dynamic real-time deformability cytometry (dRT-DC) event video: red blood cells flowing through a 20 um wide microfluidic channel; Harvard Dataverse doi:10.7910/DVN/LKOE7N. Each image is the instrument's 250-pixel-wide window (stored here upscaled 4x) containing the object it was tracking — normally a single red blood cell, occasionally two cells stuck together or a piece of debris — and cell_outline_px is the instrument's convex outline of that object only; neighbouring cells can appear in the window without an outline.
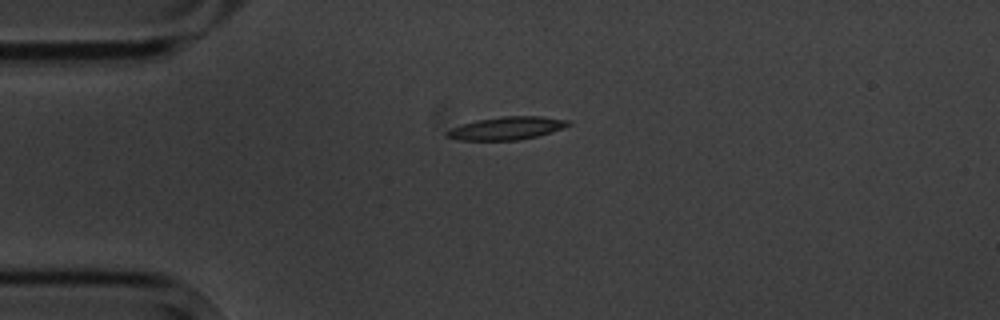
{"species": "common noctule bat (a hibernating species)", "species_latin": "Nyctalus noctula", "temperature_condition": "cold", "stored_images_in_passage": 6, "camera_frame_rate_fps": 3000, "um_per_image_px": 0.085, "animal": {"sex": "male", "body_mass_g": 20.1, "forearm_length_mm": 53.5}, "frame": {"image": 1, "passage_image": 6, "time_ms": 6.0, "image_size_px": [1000, 320], "cell_outline_px": [[572, 124], [536, 136], [516, 140], [456, 140], [444, 136], [444, 132], [452, 128], [476, 120], [504, 116], [540, 116], [572, 120]], "centroid_in_image_um": [43.03, 10.89], "position_along_channel_um": 42.0, "area_um2": 16.07}}